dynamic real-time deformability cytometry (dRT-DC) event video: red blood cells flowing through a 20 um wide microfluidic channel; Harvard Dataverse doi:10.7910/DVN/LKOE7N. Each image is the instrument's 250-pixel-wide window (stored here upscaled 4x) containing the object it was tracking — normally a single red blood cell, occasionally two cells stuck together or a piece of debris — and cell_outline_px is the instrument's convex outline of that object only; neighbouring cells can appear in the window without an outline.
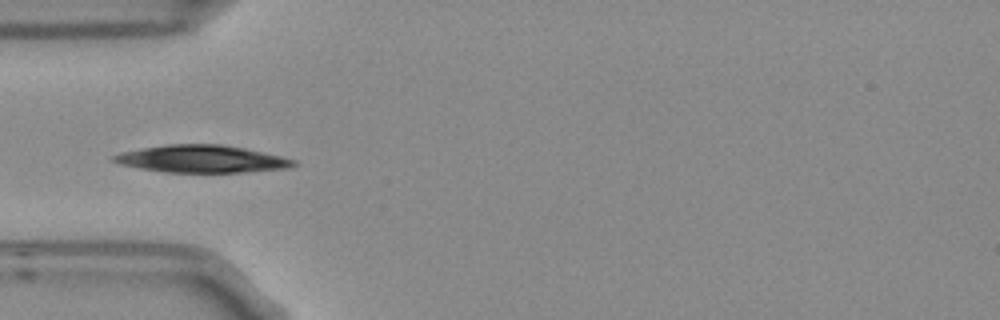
{"species": "Egyptian fruit bat (a non-hibernating species)", "species_latin": "Rousettus aegyptiacus", "temperature_condition": "room temperature", "stored_images_in_passage": 6, "camera_frame_rate_fps": 3000, "um_per_image_px": 0.085, "frame": {"image": 1, "passage_image": 5, "time_ms": 1.333, "image_size_px": [1000, 320], "cell_outline_px": [[296, 164], [288, 168], [244, 172], [164, 172], [140, 168], [120, 164], [112, 160], [112, 156], [120, 152], [168, 144], [220, 144], [244, 148], [280, 156], [296, 160]], "centroid_in_image_um": [17.14, 13.51], "position_along_channel_um": 67.9, "area_um2": 28.44}}